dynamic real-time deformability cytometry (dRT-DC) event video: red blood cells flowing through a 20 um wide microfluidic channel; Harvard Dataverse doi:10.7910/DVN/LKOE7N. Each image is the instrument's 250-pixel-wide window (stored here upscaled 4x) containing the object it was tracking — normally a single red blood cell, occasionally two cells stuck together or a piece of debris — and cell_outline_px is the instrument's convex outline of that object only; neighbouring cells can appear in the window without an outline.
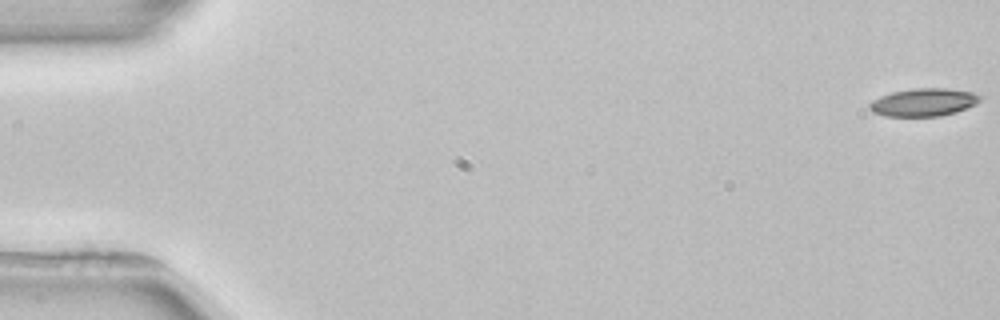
{"species": "common noctule bat (a hibernating species)", "species_latin": "Nyctalus noctula", "temperature_condition": "room temperature", "stored_images_in_passage": 4, "camera_frame_rate_fps": 3000, "um_per_image_px": 0.085, "animal": {"sex": "female", "body_mass_g": 22.7, "forearm_length_mm": 54.2}, "frame": {"image": 1, "passage_image": 1, "time_ms": 0.0, "image_size_px": [1000, 320], "cell_outline_px": [[984, 96], [976, 104], [956, 112], [940, 116], [884, 116], [872, 112], [868, 108], [868, 104], [872, 100], [880, 96], [892, 92], [912, 88], [948, 88], [972, 92]], "centroid_in_image_um": [78.5, 8.69], "position_along_channel_um": 6.5, "area_um2": 18.15}}
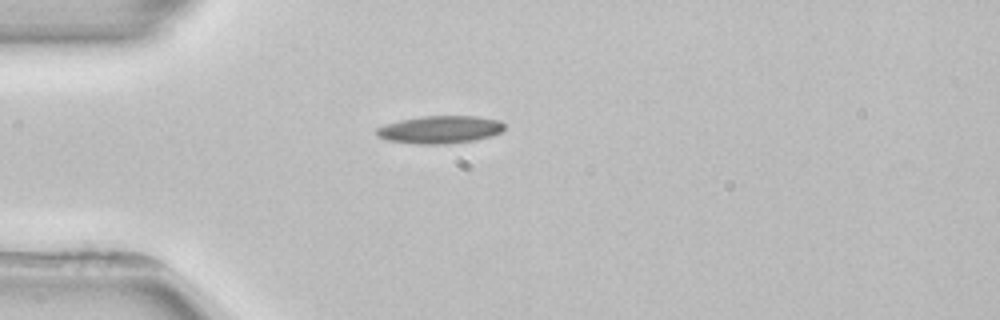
{"frame": {"image": 2, "passage_image": 4, "time_ms": 4.667, "image_size_px": [1000, 320], "cell_outline_px": [[504, 128], [500, 132], [492, 136], [472, 140], [444, 144], [416, 144], [388, 140], [376, 136], [376, 128], [384, 124], [400, 120], [420, 116], [476, 116], [500, 120], [504, 124]], "centroid_in_image_um": [37.37, 11.01], "position_along_channel_um": 47.6, "area_um2": 20.63}}